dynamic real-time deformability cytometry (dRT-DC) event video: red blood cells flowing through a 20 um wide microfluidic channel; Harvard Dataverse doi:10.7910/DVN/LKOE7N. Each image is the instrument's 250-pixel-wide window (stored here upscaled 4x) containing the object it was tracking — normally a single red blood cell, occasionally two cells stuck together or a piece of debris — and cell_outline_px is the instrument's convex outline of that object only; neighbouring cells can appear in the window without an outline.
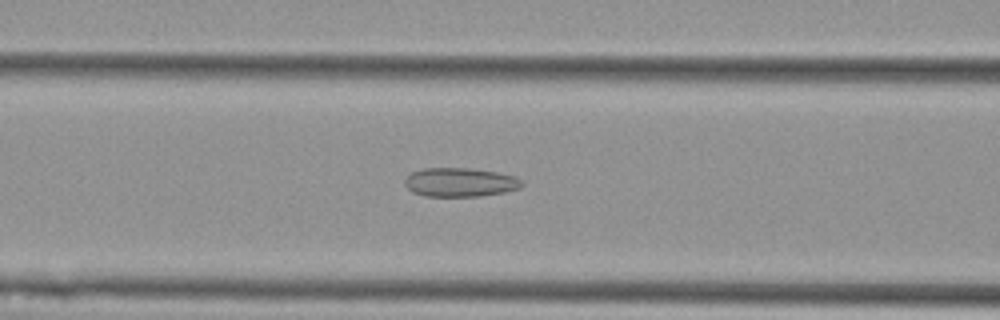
{"species": "Egyptian fruit bat (a non-hibernating species)", "species_latin": "Rousettus aegyptiacus", "temperature_condition": "cold", "stored_images_in_passage": 55, "camera_frame_rate_fps": 3000, "um_per_image_px": 0.085, "animal": {"sex": "female"}, "frame": {"image": 1, "passage_image": 22, "time_ms": 7.0, "image_size_px": [1000, 320], "cell_outline_px": [[524, 184], [520, 188], [504, 192], [480, 196], [424, 196], [412, 192], [404, 184], [404, 180], [412, 172], [424, 168], [468, 168], [496, 172], [516, 176], [524, 180]], "centroid_in_image_um": [39.13, 15.49], "position_along_channel_um": 127.5, "area_um2": 19.83}}
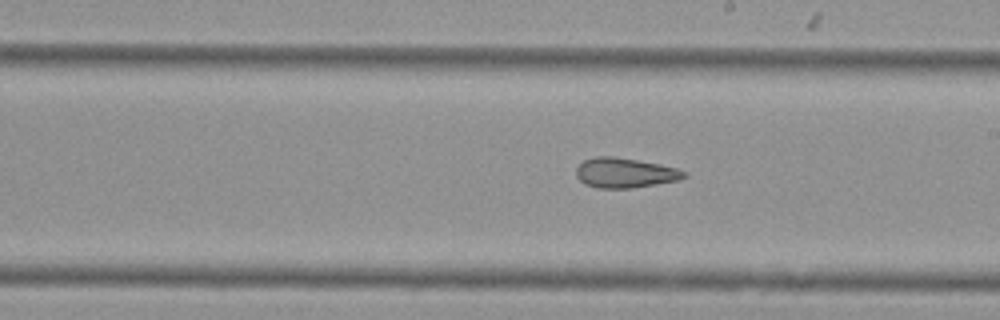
{"frame": {"image": 2, "passage_image": 31, "time_ms": 10.0, "image_size_px": [1000, 320], "cell_outline_px": [[688, 176], [680, 180], [632, 188], [596, 188], [584, 184], [576, 176], [576, 168], [584, 160], [596, 156], [612, 156], [660, 164], [676, 168], [688, 172]], "centroid_in_image_um": [53.13, 14.7], "position_along_channel_um": 235.9, "area_um2": 18.9}}
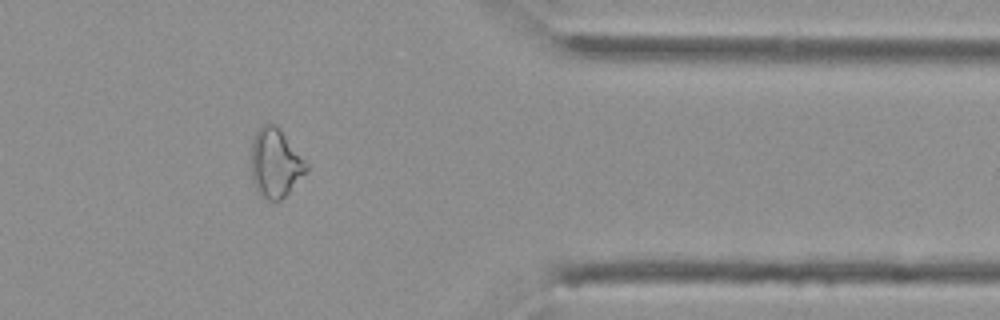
{"frame": {"image": 3, "passage_image": 45, "time_ms": 14.667, "image_size_px": [1000, 320], "cell_outline_px": [[308, 168], [288, 192], [280, 200], [268, 200], [256, 188], [252, 180], [248, 160], [252, 136], [264, 124], [276, 124], [280, 128], [308, 164]], "centroid_in_image_um": [23.33, 13.81], "position_along_channel_um": 388.1, "area_um2": 22.25}, "authors_computed_cell_mechanics": {"area_um2": 22.253, "velocity_mm_per_s": 3.6274, "shape_relaxation_time_tau1_ms": null, "shape_relaxation_time_tau2_ms": 3.3105, "deformation_change_tau1": null, "deformation_change_tau2": 0.1172}}